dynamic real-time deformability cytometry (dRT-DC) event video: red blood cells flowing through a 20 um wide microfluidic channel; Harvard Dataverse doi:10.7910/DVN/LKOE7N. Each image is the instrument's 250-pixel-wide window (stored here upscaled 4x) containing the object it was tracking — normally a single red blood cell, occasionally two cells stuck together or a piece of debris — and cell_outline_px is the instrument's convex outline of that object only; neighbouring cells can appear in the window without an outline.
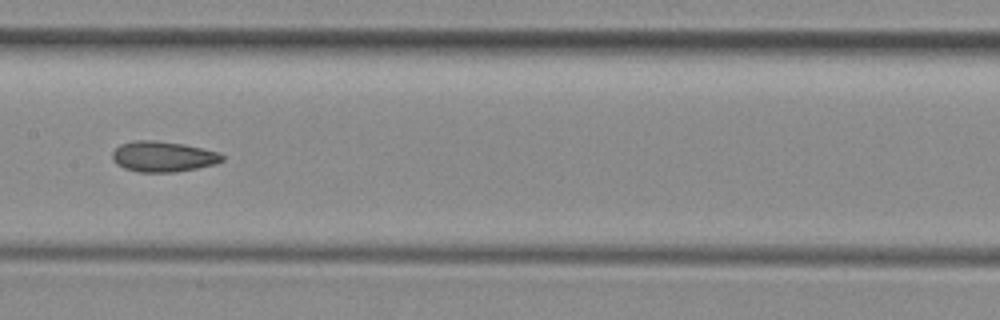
{"species": "common noctule bat (a hibernating species)", "species_latin": "Nyctalus noctula", "temperature_condition": "room temperature", "stored_images_in_passage": 35, "camera_frame_rate_fps": 3000, "um_per_image_px": 0.085, "animal": {"sex": "female", "body_mass_g": 29.2, "forearm_length_mm": 56.3}, "frame": {"image": 1, "passage_image": 11, "time_ms": 3.333, "image_size_px": [1000, 320], "cell_outline_px": [[224, 160], [216, 164], [176, 172], [140, 172], [124, 168], [116, 164], [112, 160], [112, 152], [120, 144], [132, 140], [156, 140], [184, 144], [220, 152], [224, 156]], "centroid_in_image_um": [13.86, 13.3], "position_along_channel_um": 193.5, "area_um2": 19.77}}
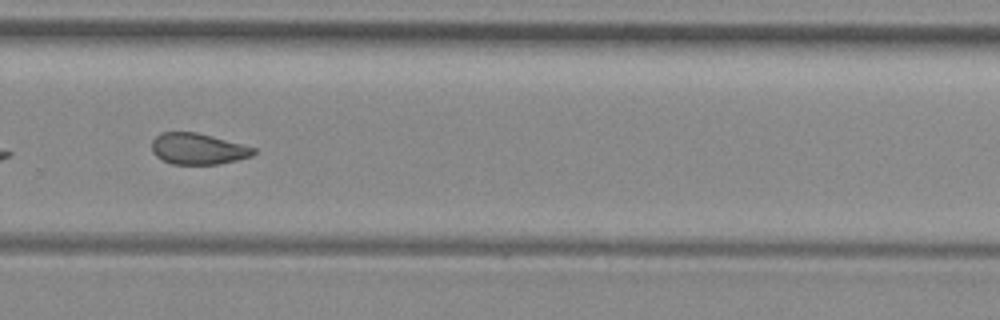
{"frame": {"image": 2, "passage_image": 20, "time_ms": 6.333, "image_size_px": [1000, 320], "cell_outline_px": [[256, 152], [252, 156], [220, 164], [172, 164], [156, 156], [152, 152], [152, 140], [160, 132], [196, 132], [212, 136], [256, 148]], "centroid_in_image_um": [16.82, 12.65], "position_along_channel_um": 313.0, "area_um2": 18.44}, "authors_computed_cell_mechanics": {"area_um2": 19.3052, "velocity_mm_per_s": 3.997, "shape_relaxation_time_tau1_ms": null, "shape_relaxation_time_tau2_ms": 2.8842, "deformation_change_tau1": null, "deformation_change_tau2": 0.0936}}